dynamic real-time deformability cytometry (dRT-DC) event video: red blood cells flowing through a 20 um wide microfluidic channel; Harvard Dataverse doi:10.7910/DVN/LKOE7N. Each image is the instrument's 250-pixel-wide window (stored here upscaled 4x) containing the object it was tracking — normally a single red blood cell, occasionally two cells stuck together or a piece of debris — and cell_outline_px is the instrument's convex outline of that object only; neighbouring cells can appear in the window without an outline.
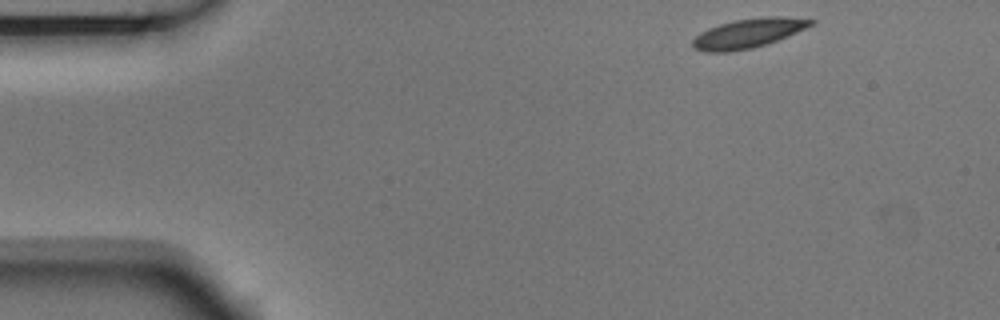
{"species": "Egyptian fruit bat (a non-hibernating species)", "species_latin": "Rousettus aegyptiacus", "temperature_condition": "room temperature", "stored_images_in_passage": 4, "camera_frame_rate_fps": 3000, "um_per_image_px": 0.085, "animal": {"sex": "male"}, "frame": {"image": 1, "passage_image": 1, "time_ms": 0.0, "image_size_px": [1000, 320], "cell_outline_px": [[816, 20], [812, 24], [796, 32], [768, 44], [752, 48], [728, 52], [704, 52], [696, 48], [692, 44], [692, 40], [700, 32], [708, 28], [720, 24], [736, 20], [764, 16], [780, 16]], "centroid_in_image_um": [63.57, 2.83], "position_along_channel_um": 21.4, "area_um2": 20.0}}
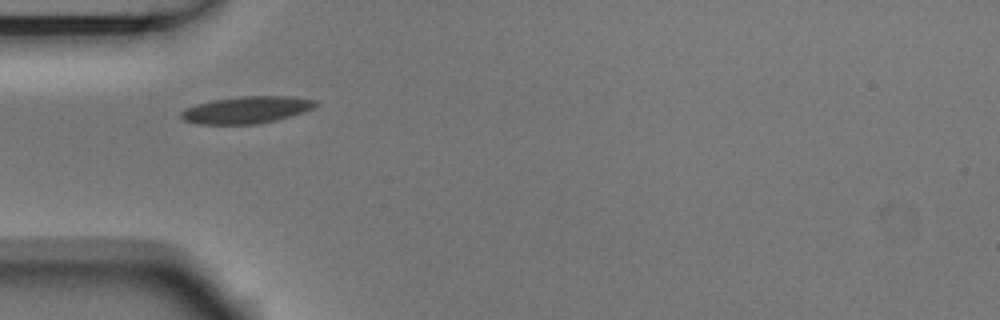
{"frame": {"image": 2, "passage_image": 4, "time_ms": 1.0, "image_size_px": [1000, 320], "cell_outline_px": [[316, 104], [312, 108], [304, 112], [256, 124], [196, 124], [184, 120], [180, 116], [180, 112], [184, 108], [196, 104], [212, 100], [244, 96], [288, 96], [316, 100]], "centroid_in_image_um": [20.89, 9.33], "position_along_channel_um": 64.1, "area_um2": 20.92}}